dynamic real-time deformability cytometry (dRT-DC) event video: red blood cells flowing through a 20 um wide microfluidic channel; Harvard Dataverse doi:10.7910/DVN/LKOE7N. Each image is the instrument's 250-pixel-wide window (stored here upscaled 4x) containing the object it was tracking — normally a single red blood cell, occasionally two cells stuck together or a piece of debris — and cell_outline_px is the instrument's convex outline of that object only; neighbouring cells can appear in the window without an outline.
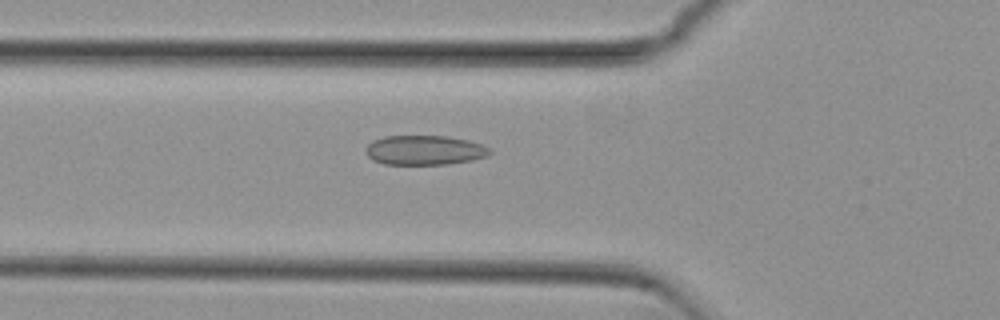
{"species": "common noctule bat (a hibernating species)", "species_latin": "Nyctalus noctula", "temperature_condition": "cold", "stored_images_in_passage": 54, "camera_frame_rate_fps": 3000, "um_per_image_px": 0.085, "animal": {"sex": "female", "body_mass_g": 29.2, "forearm_length_mm": 56.3}, "frame": {"image": 1, "passage_image": 19, "time_ms": 6.0, "image_size_px": [1000, 320], "cell_outline_px": [[492, 152], [488, 156], [472, 160], [448, 164], [384, 164], [372, 160], [364, 152], [364, 148], [372, 140], [384, 136], [448, 136], [468, 140], [492, 148]], "centroid_in_image_um": [36.08, 12.76], "position_along_channel_um": 89.7, "area_um2": 21.62}}
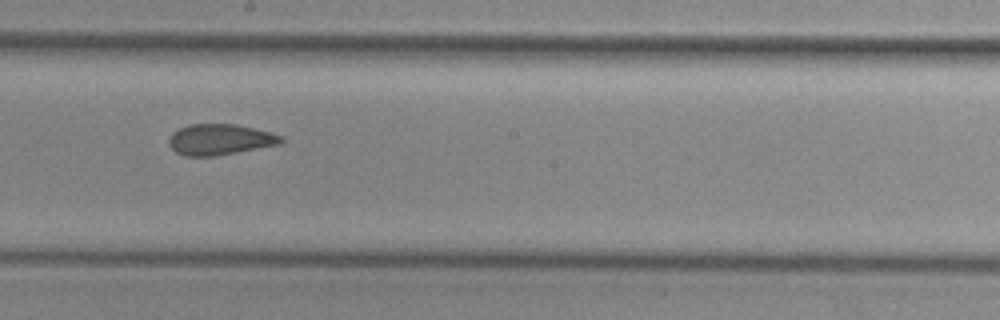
{"frame": {"image": 2, "passage_image": 30, "time_ms": 9.667, "image_size_px": [1000, 320], "cell_outline_px": [[284, 140], [280, 144], [236, 152], [212, 156], [184, 156], [176, 152], [168, 144], [168, 140], [172, 132], [188, 124], [236, 124], [272, 132], [284, 136]], "centroid_in_image_um": [18.7, 11.85], "position_along_channel_um": 229.5, "area_um2": 20.23}}
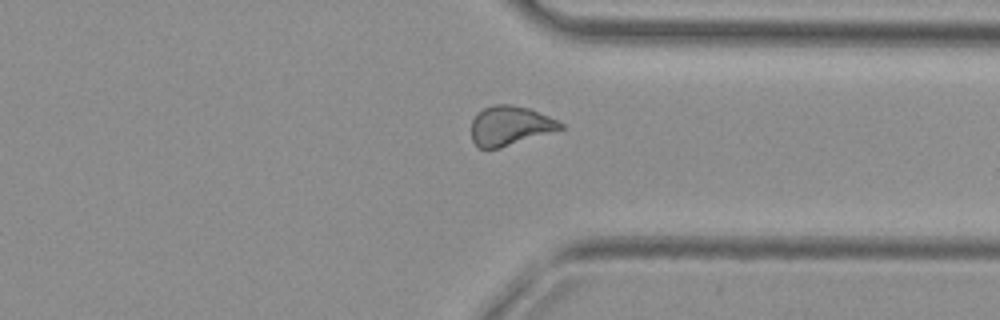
{"frame": {"image": 3, "passage_image": 41, "time_ms": 13.333, "image_size_px": [1000, 320], "cell_outline_px": [[564, 128], [500, 148], [480, 148], [472, 140], [472, 120], [476, 112], [492, 104], [512, 104], [528, 108], [548, 116], [564, 124]], "centroid_in_image_um": [43.32, 10.67], "position_along_channel_um": 368.1, "area_um2": 20.35}, "authors_computed_cell_mechanics": {"area_um2": 20.9814, "velocity_mm_per_s": 3.8014, "shape_relaxation_time_tau1_ms": null, "shape_relaxation_time_tau2_ms": 2.173, "deformation_change_tau1": null, "deformation_change_tau2": 0.0754}}